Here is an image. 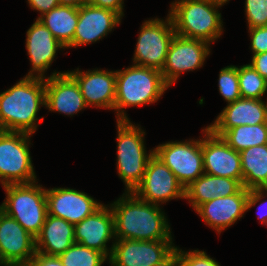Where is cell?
Wrapping results in <instances>:
<instances>
[{"mask_svg":"<svg viewBox=\"0 0 267 266\" xmlns=\"http://www.w3.org/2000/svg\"><path fill=\"white\" fill-rule=\"evenodd\" d=\"M172 19H149L143 22L137 38L133 65L162 70L170 43L175 36Z\"/></svg>","mask_w":267,"mask_h":266,"instance_id":"cell-8","label":"cell"},{"mask_svg":"<svg viewBox=\"0 0 267 266\" xmlns=\"http://www.w3.org/2000/svg\"><path fill=\"white\" fill-rule=\"evenodd\" d=\"M36 252L35 237L0 210V254L3 261L8 266H28Z\"/></svg>","mask_w":267,"mask_h":266,"instance_id":"cell-14","label":"cell"},{"mask_svg":"<svg viewBox=\"0 0 267 266\" xmlns=\"http://www.w3.org/2000/svg\"><path fill=\"white\" fill-rule=\"evenodd\" d=\"M248 28L267 26V0H245Z\"/></svg>","mask_w":267,"mask_h":266,"instance_id":"cell-31","label":"cell"},{"mask_svg":"<svg viewBox=\"0 0 267 266\" xmlns=\"http://www.w3.org/2000/svg\"><path fill=\"white\" fill-rule=\"evenodd\" d=\"M264 79L267 80V52L252 55L249 63Z\"/></svg>","mask_w":267,"mask_h":266,"instance_id":"cell-38","label":"cell"},{"mask_svg":"<svg viewBox=\"0 0 267 266\" xmlns=\"http://www.w3.org/2000/svg\"><path fill=\"white\" fill-rule=\"evenodd\" d=\"M267 123V102L259 99L240 98L227 104L215 121L207 127L217 136L240 125Z\"/></svg>","mask_w":267,"mask_h":266,"instance_id":"cell-22","label":"cell"},{"mask_svg":"<svg viewBox=\"0 0 267 266\" xmlns=\"http://www.w3.org/2000/svg\"><path fill=\"white\" fill-rule=\"evenodd\" d=\"M223 140L235 151L267 144V123L240 125L227 130Z\"/></svg>","mask_w":267,"mask_h":266,"instance_id":"cell-27","label":"cell"},{"mask_svg":"<svg viewBox=\"0 0 267 266\" xmlns=\"http://www.w3.org/2000/svg\"><path fill=\"white\" fill-rule=\"evenodd\" d=\"M122 17L113 10L84 4L78 8V23L73 47L92 44L107 36L121 23Z\"/></svg>","mask_w":267,"mask_h":266,"instance_id":"cell-21","label":"cell"},{"mask_svg":"<svg viewBox=\"0 0 267 266\" xmlns=\"http://www.w3.org/2000/svg\"><path fill=\"white\" fill-rule=\"evenodd\" d=\"M242 187L237 179L204 173L185 188V199H188L196 210L203 203L216 197L234 195Z\"/></svg>","mask_w":267,"mask_h":266,"instance_id":"cell-23","label":"cell"},{"mask_svg":"<svg viewBox=\"0 0 267 266\" xmlns=\"http://www.w3.org/2000/svg\"><path fill=\"white\" fill-rule=\"evenodd\" d=\"M109 258L111 266H155L166 260L176 246L172 240L115 239Z\"/></svg>","mask_w":267,"mask_h":266,"instance_id":"cell-10","label":"cell"},{"mask_svg":"<svg viewBox=\"0 0 267 266\" xmlns=\"http://www.w3.org/2000/svg\"><path fill=\"white\" fill-rule=\"evenodd\" d=\"M62 6H70L80 8L82 5L87 4V0H58Z\"/></svg>","mask_w":267,"mask_h":266,"instance_id":"cell-40","label":"cell"},{"mask_svg":"<svg viewBox=\"0 0 267 266\" xmlns=\"http://www.w3.org/2000/svg\"><path fill=\"white\" fill-rule=\"evenodd\" d=\"M133 193L139 199L159 206L172 199H185L183 185L155 155L149 160L143 180Z\"/></svg>","mask_w":267,"mask_h":266,"instance_id":"cell-11","label":"cell"},{"mask_svg":"<svg viewBox=\"0 0 267 266\" xmlns=\"http://www.w3.org/2000/svg\"><path fill=\"white\" fill-rule=\"evenodd\" d=\"M218 87L220 95L228 104L241 98L237 66L230 65L220 70Z\"/></svg>","mask_w":267,"mask_h":266,"instance_id":"cell-30","label":"cell"},{"mask_svg":"<svg viewBox=\"0 0 267 266\" xmlns=\"http://www.w3.org/2000/svg\"><path fill=\"white\" fill-rule=\"evenodd\" d=\"M64 266H102L109 259L101 252L73 243L58 256Z\"/></svg>","mask_w":267,"mask_h":266,"instance_id":"cell-28","label":"cell"},{"mask_svg":"<svg viewBox=\"0 0 267 266\" xmlns=\"http://www.w3.org/2000/svg\"><path fill=\"white\" fill-rule=\"evenodd\" d=\"M249 189L242 187L236 194L216 197L200 205L195 211L218 234L232 226L247 212Z\"/></svg>","mask_w":267,"mask_h":266,"instance_id":"cell-19","label":"cell"},{"mask_svg":"<svg viewBox=\"0 0 267 266\" xmlns=\"http://www.w3.org/2000/svg\"><path fill=\"white\" fill-rule=\"evenodd\" d=\"M155 266H180L177 252L174 251L166 260Z\"/></svg>","mask_w":267,"mask_h":266,"instance_id":"cell-39","label":"cell"},{"mask_svg":"<svg viewBox=\"0 0 267 266\" xmlns=\"http://www.w3.org/2000/svg\"><path fill=\"white\" fill-rule=\"evenodd\" d=\"M35 239L38 253L59 256L75 243L74 225L62 218L48 214Z\"/></svg>","mask_w":267,"mask_h":266,"instance_id":"cell-24","label":"cell"},{"mask_svg":"<svg viewBox=\"0 0 267 266\" xmlns=\"http://www.w3.org/2000/svg\"><path fill=\"white\" fill-rule=\"evenodd\" d=\"M39 20L64 47H73L78 23V8L58 5L41 16Z\"/></svg>","mask_w":267,"mask_h":266,"instance_id":"cell-26","label":"cell"},{"mask_svg":"<svg viewBox=\"0 0 267 266\" xmlns=\"http://www.w3.org/2000/svg\"><path fill=\"white\" fill-rule=\"evenodd\" d=\"M209 46L210 44L206 41L189 39L175 34L161 70L166 83L172 86L182 72L202 67L205 59L210 55Z\"/></svg>","mask_w":267,"mask_h":266,"instance_id":"cell-12","label":"cell"},{"mask_svg":"<svg viewBox=\"0 0 267 266\" xmlns=\"http://www.w3.org/2000/svg\"><path fill=\"white\" fill-rule=\"evenodd\" d=\"M0 265H1V266H8V265L3 261L2 257H1V254H0Z\"/></svg>","mask_w":267,"mask_h":266,"instance_id":"cell-42","label":"cell"},{"mask_svg":"<svg viewBox=\"0 0 267 266\" xmlns=\"http://www.w3.org/2000/svg\"><path fill=\"white\" fill-rule=\"evenodd\" d=\"M202 153L204 173L243 182L239 152L232 149L222 137L215 135L208 127L202 129Z\"/></svg>","mask_w":267,"mask_h":266,"instance_id":"cell-13","label":"cell"},{"mask_svg":"<svg viewBox=\"0 0 267 266\" xmlns=\"http://www.w3.org/2000/svg\"><path fill=\"white\" fill-rule=\"evenodd\" d=\"M78 83L87 107L114 109L116 97V71L77 68L67 71Z\"/></svg>","mask_w":267,"mask_h":266,"instance_id":"cell-17","label":"cell"},{"mask_svg":"<svg viewBox=\"0 0 267 266\" xmlns=\"http://www.w3.org/2000/svg\"><path fill=\"white\" fill-rule=\"evenodd\" d=\"M75 243L103 253L108 259L112 249L107 242L115 240L114 215L110 206L102 205L93 214L74 225Z\"/></svg>","mask_w":267,"mask_h":266,"instance_id":"cell-16","label":"cell"},{"mask_svg":"<svg viewBox=\"0 0 267 266\" xmlns=\"http://www.w3.org/2000/svg\"><path fill=\"white\" fill-rule=\"evenodd\" d=\"M26 50L31 62V70L26 77L47 79L45 72L51 66L58 49H66L39 20L26 32Z\"/></svg>","mask_w":267,"mask_h":266,"instance_id":"cell-20","label":"cell"},{"mask_svg":"<svg viewBox=\"0 0 267 266\" xmlns=\"http://www.w3.org/2000/svg\"><path fill=\"white\" fill-rule=\"evenodd\" d=\"M264 194L267 196V188H257V189H251L249 190V194L247 196V211L250 210L254 205H256L258 202H260V207L264 206L267 209V201H260L262 198H264ZM259 207V210H264ZM263 208V207H262ZM257 210V211H259ZM262 212V211H261ZM262 214V215H261ZM258 215V219H260L262 224L267 225V210L264 213H261Z\"/></svg>","mask_w":267,"mask_h":266,"instance_id":"cell-34","label":"cell"},{"mask_svg":"<svg viewBox=\"0 0 267 266\" xmlns=\"http://www.w3.org/2000/svg\"><path fill=\"white\" fill-rule=\"evenodd\" d=\"M117 171L125 184V193L133 192L144 177L154 149L145 150V132L130 120H117ZM152 150V151H151Z\"/></svg>","mask_w":267,"mask_h":266,"instance_id":"cell-5","label":"cell"},{"mask_svg":"<svg viewBox=\"0 0 267 266\" xmlns=\"http://www.w3.org/2000/svg\"><path fill=\"white\" fill-rule=\"evenodd\" d=\"M48 214L75 225L93 214L103 204L85 192L71 188L46 189Z\"/></svg>","mask_w":267,"mask_h":266,"instance_id":"cell-15","label":"cell"},{"mask_svg":"<svg viewBox=\"0 0 267 266\" xmlns=\"http://www.w3.org/2000/svg\"><path fill=\"white\" fill-rule=\"evenodd\" d=\"M243 182L246 189L267 188V144L239 152Z\"/></svg>","mask_w":267,"mask_h":266,"instance_id":"cell-25","label":"cell"},{"mask_svg":"<svg viewBox=\"0 0 267 266\" xmlns=\"http://www.w3.org/2000/svg\"><path fill=\"white\" fill-rule=\"evenodd\" d=\"M27 2L33 10L40 12V16L37 19L60 5L58 0H27Z\"/></svg>","mask_w":267,"mask_h":266,"instance_id":"cell-37","label":"cell"},{"mask_svg":"<svg viewBox=\"0 0 267 266\" xmlns=\"http://www.w3.org/2000/svg\"><path fill=\"white\" fill-rule=\"evenodd\" d=\"M114 215L115 239L173 240L167 218L159 205L123 193L110 204Z\"/></svg>","mask_w":267,"mask_h":266,"instance_id":"cell-1","label":"cell"},{"mask_svg":"<svg viewBox=\"0 0 267 266\" xmlns=\"http://www.w3.org/2000/svg\"><path fill=\"white\" fill-rule=\"evenodd\" d=\"M158 157L184 188L204 174L202 139L169 141L154 148Z\"/></svg>","mask_w":267,"mask_h":266,"instance_id":"cell-9","label":"cell"},{"mask_svg":"<svg viewBox=\"0 0 267 266\" xmlns=\"http://www.w3.org/2000/svg\"><path fill=\"white\" fill-rule=\"evenodd\" d=\"M28 266H64L58 256L35 253Z\"/></svg>","mask_w":267,"mask_h":266,"instance_id":"cell-36","label":"cell"},{"mask_svg":"<svg viewBox=\"0 0 267 266\" xmlns=\"http://www.w3.org/2000/svg\"><path fill=\"white\" fill-rule=\"evenodd\" d=\"M170 86L155 68L131 65L116 70L115 106L117 120H129L126 107H138L158 101Z\"/></svg>","mask_w":267,"mask_h":266,"instance_id":"cell-3","label":"cell"},{"mask_svg":"<svg viewBox=\"0 0 267 266\" xmlns=\"http://www.w3.org/2000/svg\"><path fill=\"white\" fill-rule=\"evenodd\" d=\"M45 106V79L26 77L0 93V130L34 134L37 114ZM37 121V122H36Z\"/></svg>","mask_w":267,"mask_h":266,"instance_id":"cell-2","label":"cell"},{"mask_svg":"<svg viewBox=\"0 0 267 266\" xmlns=\"http://www.w3.org/2000/svg\"><path fill=\"white\" fill-rule=\"evenodd\" d=\"M32 134L0 130V183L37 182L29 145Z\"/></svg>","mask_w":267,"mask_h":266,"instance_id":"cell-7","label":"cell"},{"mask_svg":"<svg viewBox=\"0 0 267 266\" xmlns=\"http://www.w3.org/2000/svg\"><path fill=\"white\" fill-rule=\"evenodd\" d=\"M45 107L67 116L87 108L78 83L67 71H54L45 79Z\"/></svg>","mask_w":267,"mask_h":266,"instance_id":"cell-18","label":"cell"},{"mask_svg":"<svg viewBox=\"0 0 267 266\" xmlns=\"http://www.w3.org/2000/svg\"><path fill=\"white\" fill-rule=\"evenodd\" d=\"M253 55L267 52V26L249 28Z\"/></svg>","mask_w":267,"mask_h":266,"instance_id":"cell-33","label":"cell"},{"mask_svg":"<svg viewBox=\"0 0 267 266\" xmlns=\"http://www.w3.org/2000/svg\"><path fill=\"white\" fill-rule=\"evenodd\" d=\"M87 3L95 7L113 10L121 17L124 16V0H87Z\"/></svg>","mask_w":267,"mask_h":266,"instance_id":"cell-35","label":"cell"},{"mask_svg":"<svg viewBox=\"0 0 267 266\" xmlns=\"http://www.w3.org/2000/svg\"><path fill=\"white\" fill-rule=\"evenodd\" d=\"M37 183V184H36ZM0 210L14 218L29 234L37 237L48 215L46 188L38 182L8 184Z\"/></svg>","mask_w":267,"mask_h":266,"instance_id":"cell-6","label":"cell"},{"mask_svg":"<svg viewBox=\"0 0 267 266\" xmlns=\"http://www.w3.org/2000/svg\"><path fill=\"white\" fill-rule=\"evenodd\" d=\"M241 98L262 100L267 93V80L264 79L250 64L238 67Z\"/></svg>","mask_w":267,"mask_h":266,"instance_id":"cell-29","label":"cell"},{"mask_svg":"<svg viewBox=\"0 0 267 266\" xmlns=\"http://www.w3.org/2000/svg\"><path fill=\"white\" fill-rule=\"evenodd\" d=\"M169 16L176 35L199 39L211 44L223 32V21L218 8L211 0H175Z\"/></svg>","mask_w":267,"mask_h":266,"instance_id":"cell-4","label":"cell"},{"mask_svg":"<svg viewBox=\"0 0 267 266\" xmlns=\"http://www.w3.org/2000/svg\"><path fill=\"white\" fill-rule=\"evenodd\" d=\"M175 251L178 254L180 266H221L216 260L207 255L205 251L197 249L185 252L177 246Z\"/></svg>","mask_w":267,"mask_h":266,"instance_id":"cell-32","label":"cell"},{"mask_svg":"<svg viewBox=\"0 0 267 266\" xmlns=\"http://www.w3.org/2000/svg\"><path fill=\"white\" fill-rule=\"evenodd\" d=\"M214 4H217V5H225V3L229 2V0H211Z\"/></svg>","mask_w":267,"mask_h":266,"instance_id":"cell-41","label":"cell"}]
</instances>
